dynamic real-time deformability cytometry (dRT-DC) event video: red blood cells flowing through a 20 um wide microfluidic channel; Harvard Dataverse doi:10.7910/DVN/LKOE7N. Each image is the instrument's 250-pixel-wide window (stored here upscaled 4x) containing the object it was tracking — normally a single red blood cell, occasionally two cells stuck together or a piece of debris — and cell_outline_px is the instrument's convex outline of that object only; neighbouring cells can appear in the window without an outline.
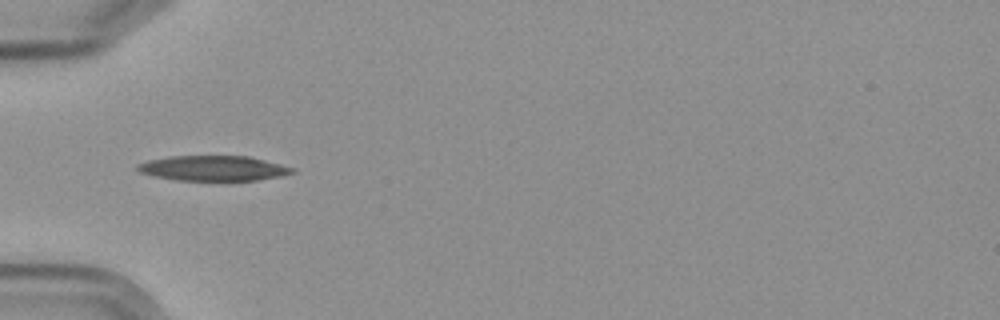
{"species": "Egyptian fruit bat (a non-hibernating species)", "species_latin": "Rousettus aegyptiacus", "temperature_condition": "cold", "stored_images_in_passage": 8, "camera_frame_rate_fps": 3000, "um_per_image_px": 0.085, "frame": {"image": 1, "passage_image": 5, "time_ms": 4.667, "image_size_px": [1000, 320], "cell_outline_px": [[296, 172], [280, 176], [256, 180], [176, 180], [152, 176], [140, 172], [136, 168], [136, 164], [148, 160], [172, 156], [248, 156], [296, 168]], "centroid_in_image_um": [18.12, 14.3], "position_along_channel_um": 66.9, "area_um2": 22.6}}
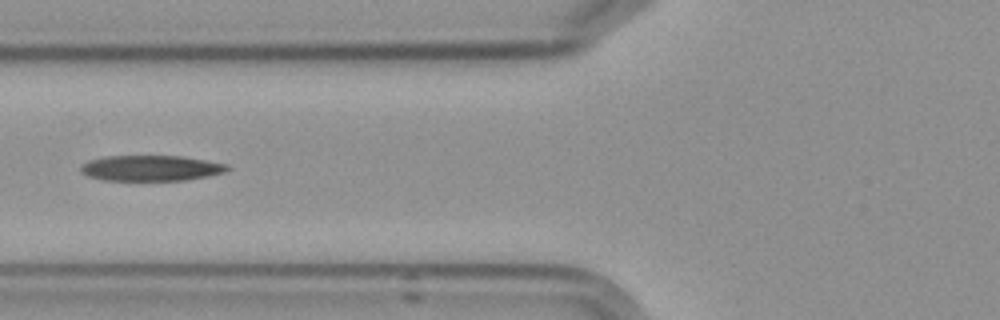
{"frame": {"image": 2, "passage_image": 6, "time_ms": 6.0, "image_size_px": [1000, 320], "cell_outline_px": [[232, 168], [224, 172], [208, 176], [184, 180], [104, 180], [88, 176], [80, 172], [80, 168], [88, 160], [108, 156], [180, 156], [228, 164]], "centroid_in_image_um": [12.84, 14.29], "position_along_channel_um": 113.0, "area_um2": 21.73}}
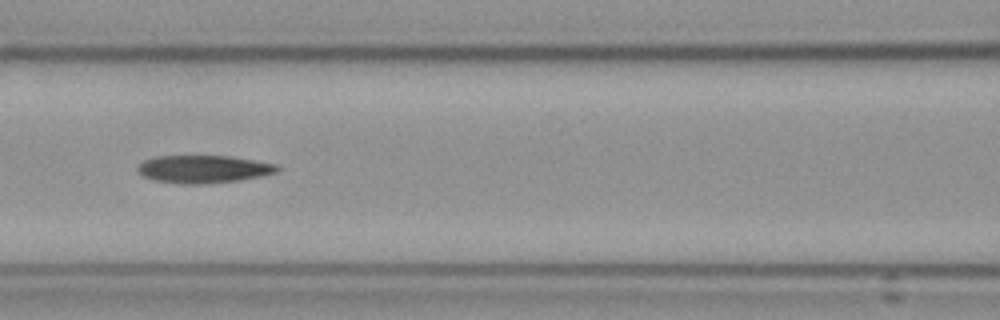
{"frame": {"image": 3, "passage_image": 7, "time_ms": 7.0, "image_size_px": [1000, 320], "cell_outline_px": [[280, 168], [276, 172], [260, 176], [240, 180], [204, 184], [180, 184], [152, 180], [140, 176], [136, 172], [136, 168], [144, 160], [156, 156], [228, 156], [276, 164]], "centroid_in_image_um": [17.21, 14.38], "position_along_channel_um": 149.4, "area_um2": 22.66}}